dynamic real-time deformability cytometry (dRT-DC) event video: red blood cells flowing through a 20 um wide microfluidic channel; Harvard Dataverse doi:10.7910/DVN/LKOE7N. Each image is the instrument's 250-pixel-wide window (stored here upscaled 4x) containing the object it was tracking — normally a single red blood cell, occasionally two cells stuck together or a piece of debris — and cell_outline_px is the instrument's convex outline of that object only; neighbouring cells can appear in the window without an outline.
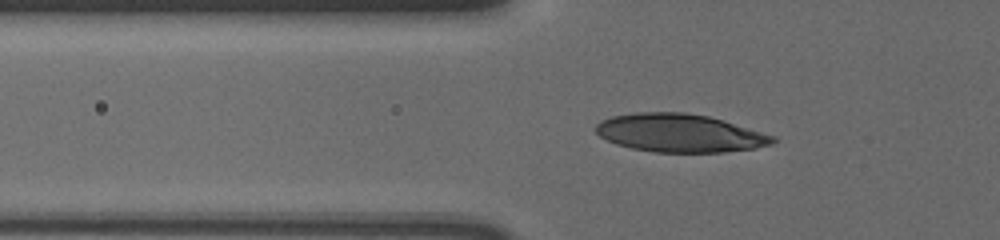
{"species": "human", "species_latin": "Homo sapiens", "temperature_condition": "cold", "stored_images_in_passage": 44, "camera_frame_rate_fps": 3000, "um_per_image_px": 0.085, "donor": {"sex": "male"}, "frame": {"image": 1, "passage_image": 8, "time_ms": 2.333, "image_size_px": [1000, 240], "cell_outline_px": [[776, 140], [772, 144], [756, 148], [724, 152], [652, 152], [632, 148], [616, 144], [600, 136], [596, 132], [596, 124], [600, 120], [612, 116], [636, 112], [684, 112], [708, 116], [776, 136]], "centroid_in_image_um": [57.77, 11.31], "position_along_channel_um": 68.0, "area_um2": 39.3}}
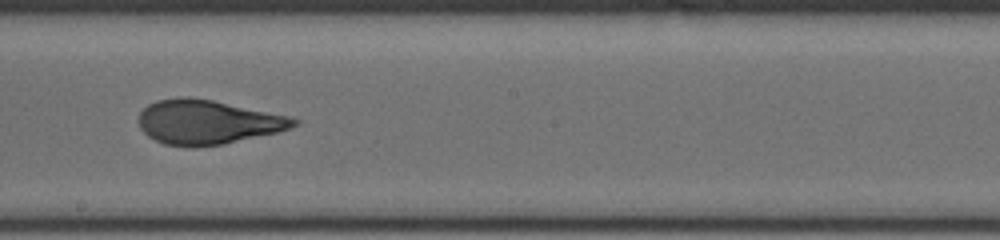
{"frame": {"image": 2, "passage_image": 22, "time_ms": 7.0, "image_size_px": [1000, 240], "cell_outline_px": [[300, 120], [296, 124], [288, 128], [276, 132], [224, 144], [196, 148], [192, 148], [164, 144], [148, 136], [140, 128], [140, 112], [148, 104], [156, 100], [184, 96], [188, 96], [212, 100], [288, 116]], "centroid_in_image_um": [17.59, 10.38], "position_along_channel_um": 230.6, "area_um2": 39.82}}
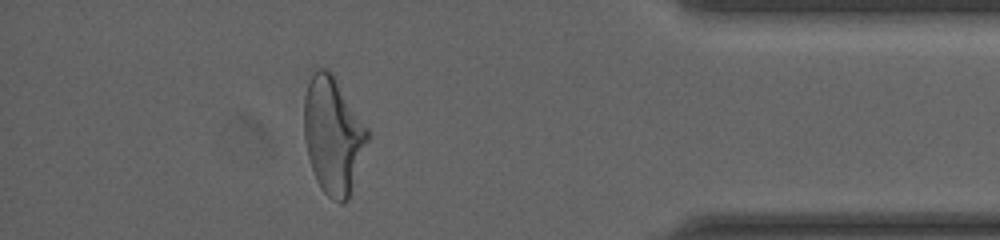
{"frame": {"image": 3, "passage_image": 39, "time_ms": 12.667, "image_size_px": [1000, 240], "cell_outline_px": [[368, 140], [348, 200], [344, 204], [340, 204], [332, 200], [320, 188], [316, 180], [308, 156], [304, 136], [304, 96], [308, 80], [312, 72], [316, 68], [328, 68], [332, 72], [368, 128]], "centroid_in_image_um": [28.29, 11.48], "position_along_channel_um": 406.9, "area_um2": 43.35}, "authors_computed_cell_mechanics": {"area_um2": 39.8531, "velocity_mm_per_s": 3.6154, "shape_relaxation_time_tau1_ms": 5.7246, "shape_relaxation_time_tau2_ms": 1.0589, "deformation_change_tau1": 0.1959, "deformation_change_tau2": 0.0746}}